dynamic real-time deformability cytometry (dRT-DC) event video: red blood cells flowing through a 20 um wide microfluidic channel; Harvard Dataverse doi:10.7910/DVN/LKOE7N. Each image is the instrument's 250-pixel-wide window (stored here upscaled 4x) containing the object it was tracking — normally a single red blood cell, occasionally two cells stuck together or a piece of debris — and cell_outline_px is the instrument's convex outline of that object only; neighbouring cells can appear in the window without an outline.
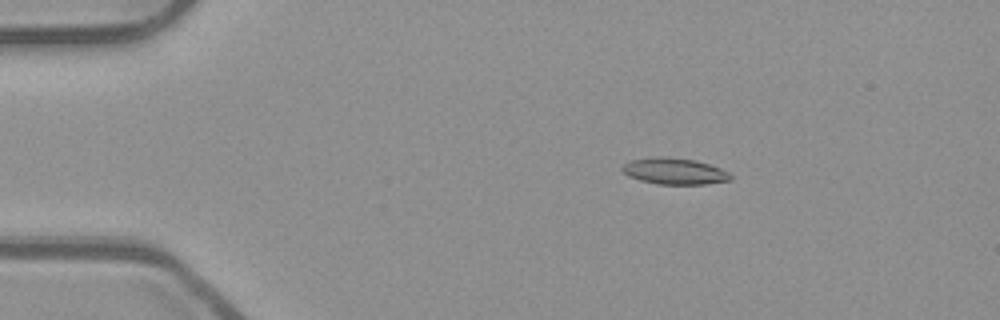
{"species": "common noctule bat (a hibernating species)", "species_latin": "Nyctalus noctula", "temperature_condition": "room temperature", "stored_images_in_passage": 46, "camera_frame_rate_fps": 3000, "um_per_image_px": 0.085, "animal": {"sex": "male", "body_mass_g": 23.1, "forearm_length_mm": 52.7}, "frame": {"image": 1, "passage_image": 2, "time_ms": 0.333, "image_size_px": [1000, 320], "cell_outline_px": [[732, 180], [704, 184], [656, 184], [640, 180], [628, 176], [620, 168], [624, 164], [632, 160], [656, 156], [668, 156], [696, 160], [720, 168], [728, 172], [732, 176]], "centroid_in_image_um": [57.32, 14.54], "position_along_channel_um": 27.7, "area_um2": 16.7}}
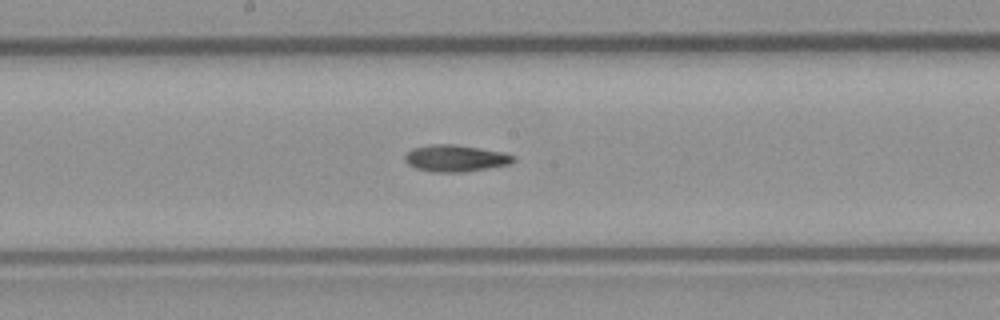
{"frame": {"image": 2, "passage_image": 21, "time_ms": 6.667, "image_size_px": [1000, 320], "cell_outline_px": [[516, 160], [512, 164], [464, 172], [432, 172], [416, 168], [408, 164], [404, 160], [404, 156], [412, 148], [436, 144], [452, 144], [500, 152], [516, 156]], "centroid_in_image_um": [38.72, 13.47], "position_along_channel_um": 209.5, "area_um2": 16.76}}
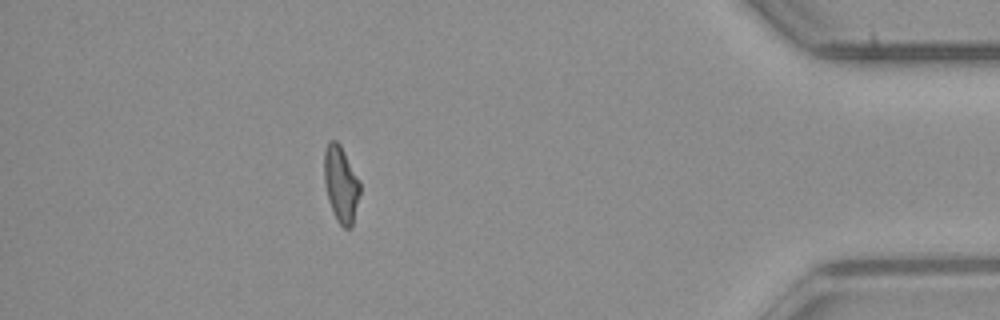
{"frame": {"image": 3, "passage_image": 40, "time_ms": 13.0, "image_size_px": [1000, 320], "cell_outline_px": [[360, 192], [352, 228], [344, 228], [336, 220], [328, 200], [324, 180], [324, 152], [328, 140], [336, 140], [340, 144], [360, 180]], "centroid_in_image_um": [28.98, 15.65], "position_along_channel_um": 406.2, "area_um2": 16.07}}